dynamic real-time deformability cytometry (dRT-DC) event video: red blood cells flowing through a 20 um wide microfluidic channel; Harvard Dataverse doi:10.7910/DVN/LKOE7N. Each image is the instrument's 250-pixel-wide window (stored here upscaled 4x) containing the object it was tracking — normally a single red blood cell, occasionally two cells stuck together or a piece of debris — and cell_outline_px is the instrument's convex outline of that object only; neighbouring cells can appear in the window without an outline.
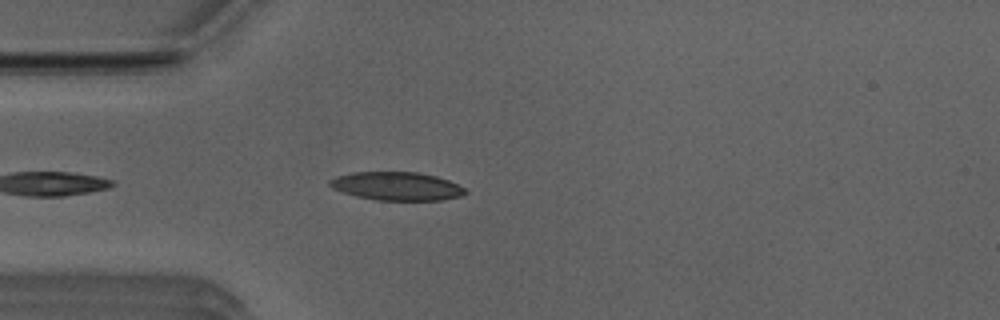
{"species": "Egyptian fruit bat (a non-hibernating species)", "species_latin": "Rousettus aegyptiacus", "temperature_condition": "room temperature", "stored_images_in_passage": 27, "camera_frame_rate_fps": 3000, "um_per_image_px": 0.085, "animal": {"sex": "male"}, "frame": {"image": 1, "passage_image": 4, "time_ms": 1.0, "image_size_px": [1000, 320], "cell_outline_px": [[468, 192], [460, 196], [440, 200], [376, 200], [356, 196], [332, 188], [328, 184], [328, 180], [336, 176], [352, 172], [420, 172], [436, 176], [448, 180], [464, 188]], "centroid_in_image_um": [33.7, 15.82], "position_along_channel_um": 51.3, "area_um2": 22.37}}
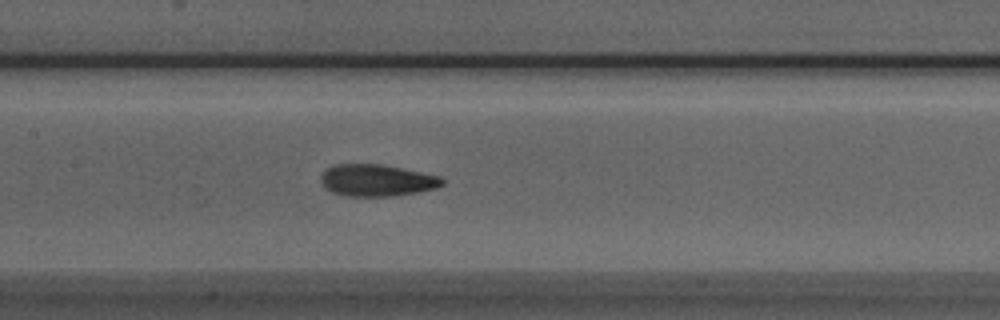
{"frame": {"image": 2, "passage_image": 14, "time_ms": 4.333, "image_size_px": [1000, 320], "cell_outline_px": [[444, 184], [436, 188], [420, 192], [392, 196], [348, 196], [332, 192], [324, 188], [320, 184], [320, 176], [332, 164], [384, 164], [440, 176], [444, 180]], "centroid_in_image_um": [32.02, 15.33], "position_along_channel_um": 175.4, "area_um2": 22.77}}
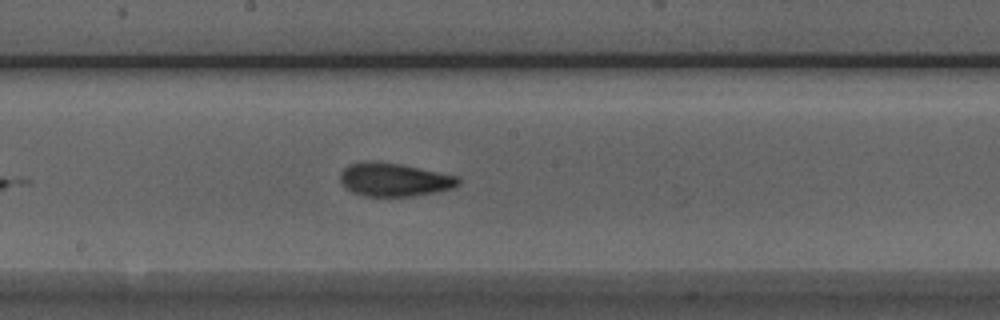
{"frame": {"image": 3, "passage_image": 17, "time_ms": 5.333, "image_size_px": [1000, 320], "cell_outline_px": [[460, 184], [452, 188], [436, 192], [412, 196], [364, 196], [352, 192], [344, 188], [340, 180], [340, 172], [348, 164], [364, 160], [400, 164], [456, 176], [460, 180]], "centroid_in_image_um": [33.44, 15.27], "position_along_channel_um": 214.8, "area_um2": 22.95}}